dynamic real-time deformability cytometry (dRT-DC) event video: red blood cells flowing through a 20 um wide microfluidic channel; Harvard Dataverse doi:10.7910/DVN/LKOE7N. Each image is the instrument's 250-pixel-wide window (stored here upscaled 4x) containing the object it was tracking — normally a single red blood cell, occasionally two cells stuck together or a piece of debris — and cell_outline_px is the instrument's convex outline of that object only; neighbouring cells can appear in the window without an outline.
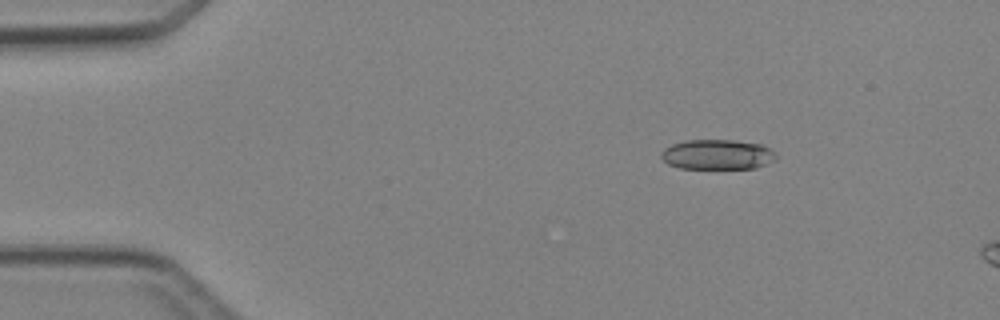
{"species": "Egyptian fruit bat (a non-hibernating species)", "species_latin": "Rousettus aegyptiacus", "temperature_condition": "cold", "stored_images_in_passage": 3, "camera_frame_rate_fps": 3000, "um_per_image_px": 0.085, "animal": {"sex": "female"}, "frame": {"image": 1, "passage_image": 1, "time_ms": 0.0, "image_size_px": [1000, 320], "cell_outline_px": [[776, 160], [768, 164], [756, 168], [680, 168], [668, 164], [660, 156], [664, 148], [672, 144], [684, 140], [732, 140], [760, 144], [768, 148], [776, 156]], "centroid_in_image_um": [60.96, 13.13], "position_along_channel_um": 24.0, "area_um2": 20.0}}